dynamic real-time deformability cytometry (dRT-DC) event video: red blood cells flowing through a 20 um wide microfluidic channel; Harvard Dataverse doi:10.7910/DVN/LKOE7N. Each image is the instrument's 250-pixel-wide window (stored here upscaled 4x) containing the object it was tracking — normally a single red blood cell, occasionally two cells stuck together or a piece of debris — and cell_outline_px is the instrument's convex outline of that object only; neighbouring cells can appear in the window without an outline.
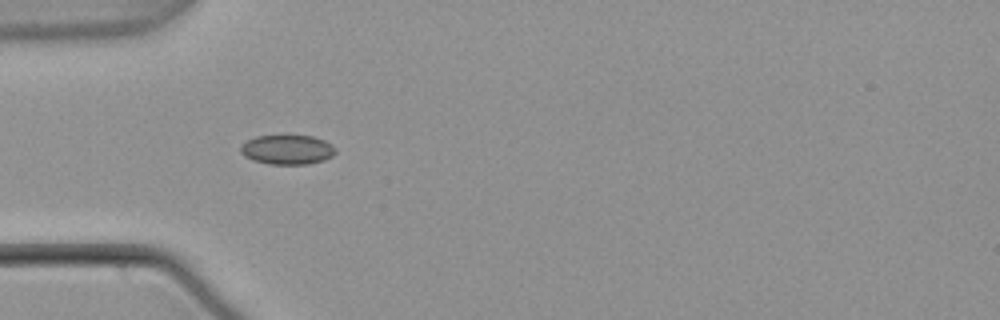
{"species": "common noctule bat (a hibernating species)", "species_latin": "Nyctalus noctula", "temperature_condition": "warm", "stored_images_in_passage": 38, "camera_frame_rate_fps": 3000, "um_per_image_px": 0.085, "animal": {"sex": "male", "body_mass_g": 21.5, "forearm_length_mm": 52.0}, "frame": {"image": 1, "passage_image": 1, "time_ms": 0.0, "image_size_px": [1000, 320], "cell_outline_px": [[336, 152], [332, 156], [324, 160], [308, 164], [268, 164], [252, 160], [244, 156], [240, 152], [240, 148], [248, 140], [256, 136], [312, 136], [324, 140], [332, 144], [336, 148]], "centroid_in_image_um": [24.44, 12.73], "position_along_channel_um": 60.6, "area_um2": 16.3}}
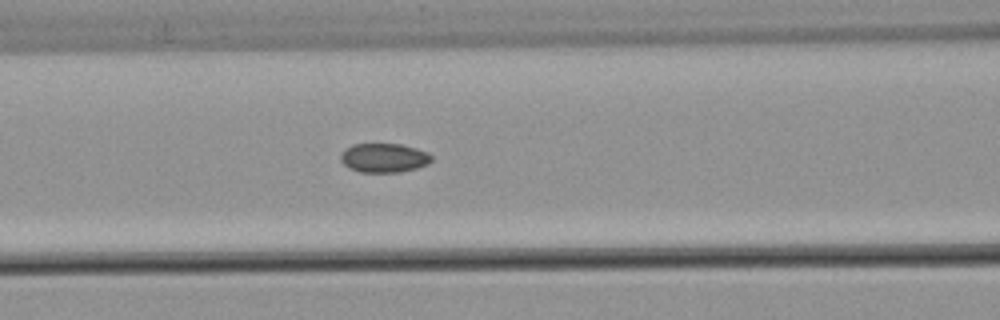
{"frame": {"image": 2, "passage_image": 7, "time_ms": 2.0, "image_size_px": [1000, 320], "cell_outline_px": [[432, 160], [428, 164], [416, 168], [400, 172], [360, 172], [348, 168], [340, 160], [340, 156], [344, 148], [352, 144], [400, 144], [416, 148], [428, 152], [432, 156]], "centroid_in_image_um": [32.62, 13.41], "position_along_channel_um": 134.0, "area_um2": 15.55}}
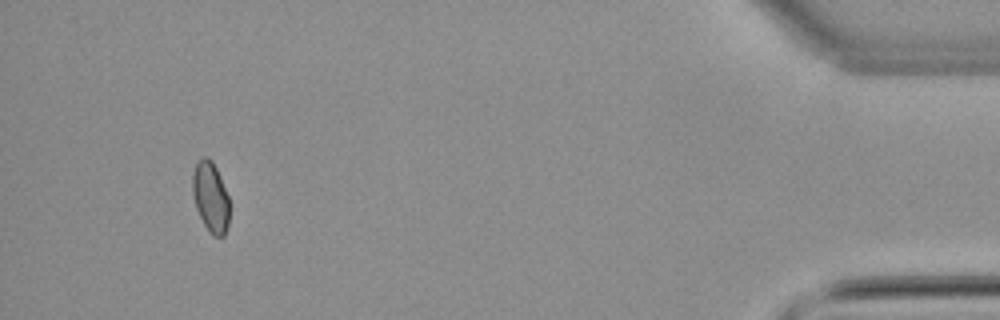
{"frame": {"image": 3, "passage_image": 35, "time_ms": 11.333, "image_size_px": [1000, 320], "cell_outline_px": [[228, 224], [224, 236], [212, 236], [208, 232], [196, 208], [192, 192], [192, 176], [196, 164], [204, 156], [208, 156], [212, 160], [216, 168], [228, 196]], "centroid_in_image_um": [17.88, 16.76], "position_along_channel_um": 417.3, "area_um2": 14.97}, "authors_computed_cell_mechanics": {"area_um2": 15.4326, "velocity_mm_per_s": 3.8049, "shape_relaxation_time_tau1_ms": null, "shape_relaxation_time_tau2_ms": 1.2767, "deformation_change_tau1": null, "deformation_change_tau2": 0.0335}}